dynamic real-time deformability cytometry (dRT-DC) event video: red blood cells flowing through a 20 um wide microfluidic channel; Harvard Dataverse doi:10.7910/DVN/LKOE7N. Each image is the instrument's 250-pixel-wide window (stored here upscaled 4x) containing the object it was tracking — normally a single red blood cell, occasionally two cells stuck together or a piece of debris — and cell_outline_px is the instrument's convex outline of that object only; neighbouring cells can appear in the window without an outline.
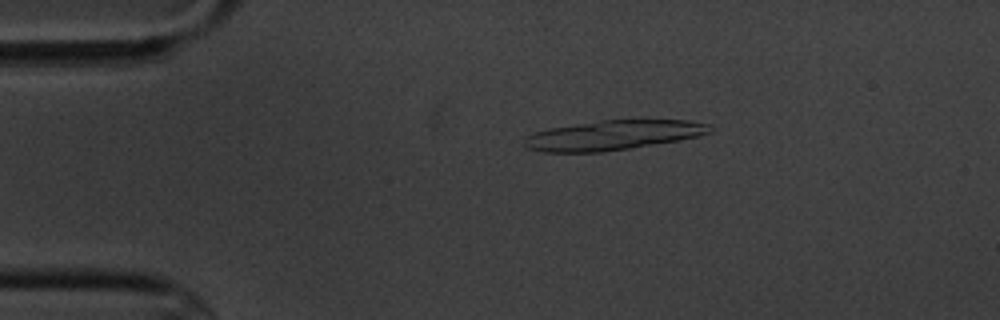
{"species": "common noctule bat (a hibernating species)", "species_latin": "Nyctalus noctula", "temperature_condition": "cold", "stored_images_in_passage": 4, "camera_frame_rate_fps": 3000, "um_per_image_px": 0.085, "animal": {"sex": "male", "body_mass_g": 20.1, "forearm_length_mm": 53.5}, "frame": {"image": 1, "passage_image": 3, "time_ms": 2.333, "image_size_px": [1000, 320], "cell_outline_px": [[716, 128], [712, 132], [696, 136], [676, 140], [604, 152], [544, 152], [528, 148], [524, 144], [524, 136], [548, 128], [600, 120], [688, 120], [712, 124]], "centroid_in_image_um": [52.12, 11.48], "position_along_channel_um": 32.9, "area_um2": 32.02}}